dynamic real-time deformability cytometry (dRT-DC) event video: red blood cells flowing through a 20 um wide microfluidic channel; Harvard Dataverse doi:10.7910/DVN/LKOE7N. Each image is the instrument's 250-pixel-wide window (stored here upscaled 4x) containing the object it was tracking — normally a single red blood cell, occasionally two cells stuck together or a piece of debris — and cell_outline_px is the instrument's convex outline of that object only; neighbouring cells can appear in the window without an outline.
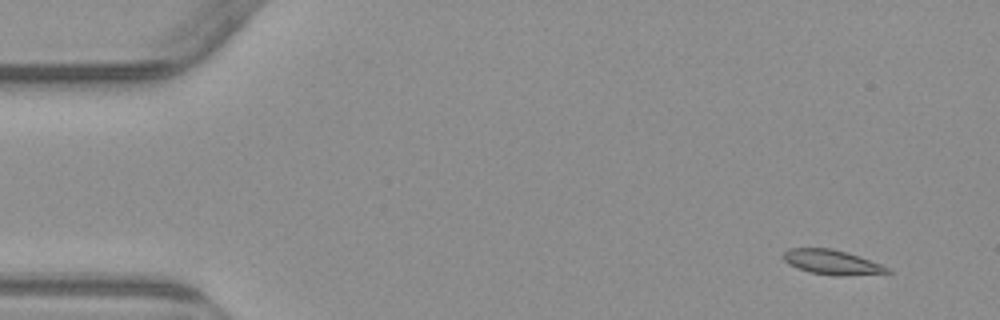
{"species": "common noctule bat (a hibernating species)", "species_latin": "Nyctalus noctula", "temperature_condition": "warm", "stored_images_in_passage": 6, "camera_frame_rate_fps": 3000, "um_per_image_px": 0.085, "animal": {"sex": "male", "body_mass_g": 23.1, "forearm_length_mm": 52.7}, "frame": {"image": 1, "passage_image": 1, "time_ms": 0.0, "image_size_px": [1000, 320], "cell_outline_px": [[892, 272], [840, 276], [836, 276], [812, 272], [788, 264], [784, 260], [784, 252], [788, 248], [832, 248], [880, 264], [888, 268]], "centroid_in_image_um": [70.67, 22.28], "position_along_channel_um": 14.3, "area_um2": 14.45}}
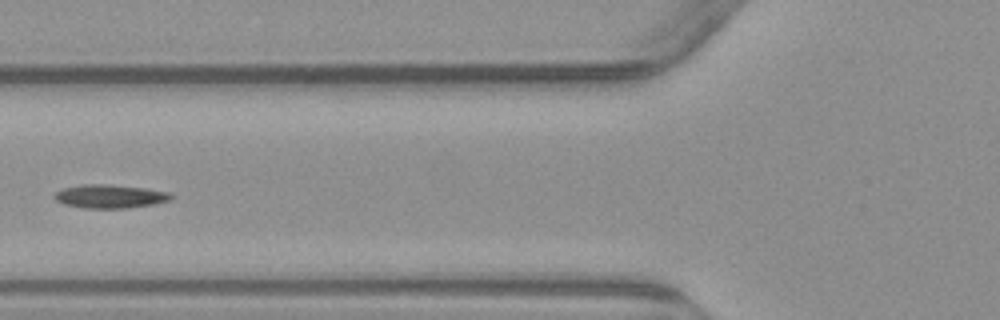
{"frame": {"image": 2, "passage_image": 5, "time_ms": 5.667, "image_size_px": [1000, 320], "cell_outline_px": [[176, 196], [172, 200], [152, 204], [128, 208], [84, 208], [64, 204], [56, 200], [52, 196], [52, 192], [64, 188], [84, 184], [104, 184], [144, 188], [168, 192]], "centroid_in_image_um": [9.33, 16.69], "position_along_channel_um": 116.5, "area_um2": 16.07}}
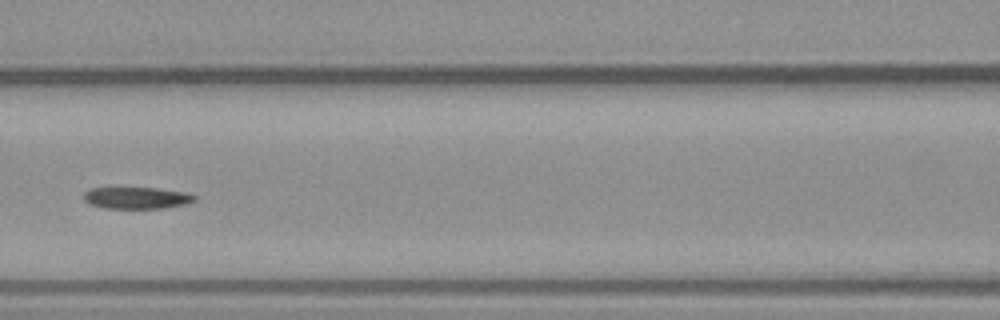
{"frame": {"image": 3, "passage_image": 6, "time_ms": 6.667, "image_size_px": [1000, 320], "cell_outline_px": [[196, 200], [184, 204], [164, 208], [104, 208], [92, 204], [84, 200], [84, 192], [92, 188], [156, 188], [184, 192], [196, 196]], "centroid_in_image_um": [11.62, 16.82], "position_along_channel_um": 155.0, "area_um2": 13.81}}